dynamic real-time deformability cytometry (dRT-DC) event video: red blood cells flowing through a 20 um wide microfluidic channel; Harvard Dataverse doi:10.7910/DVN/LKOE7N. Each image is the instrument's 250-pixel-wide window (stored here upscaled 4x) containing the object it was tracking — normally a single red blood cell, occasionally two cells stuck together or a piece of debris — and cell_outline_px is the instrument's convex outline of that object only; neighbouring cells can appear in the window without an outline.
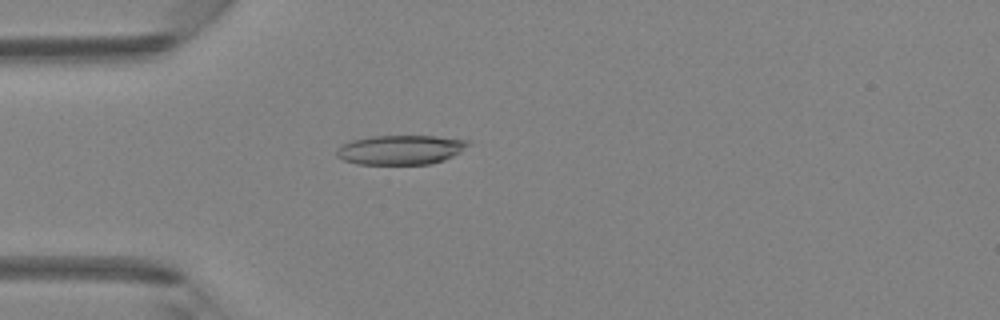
{"species": "Egyptian fruit bat (a non-hibernating species)", "species_latin": "Rousettus aegyptiacus", "temperature_condition": "room temperature", "stored_images_in_passage": 48, "camera_frame_rate_fps": 3000, "um_per_image_px": 0.085, "animal": {"sex": "female"}, "frame": {"image": 1, "passage_image": 14, "time_ms": 4.333, "image_size_px": [1000, 320], "cell_outline_px": [[472, 144], [460, 152], [444, 160], [432, 164], [356, 164], [344, 160], [336, 156], [336, 148], [340, 144], [352, 140], [372, 136], [436, 136], [468, 140]], "centroid_in_image_um": [34.04, 12.73], "position_along_channel_um": 51.0, "area_um2": 22.77}}
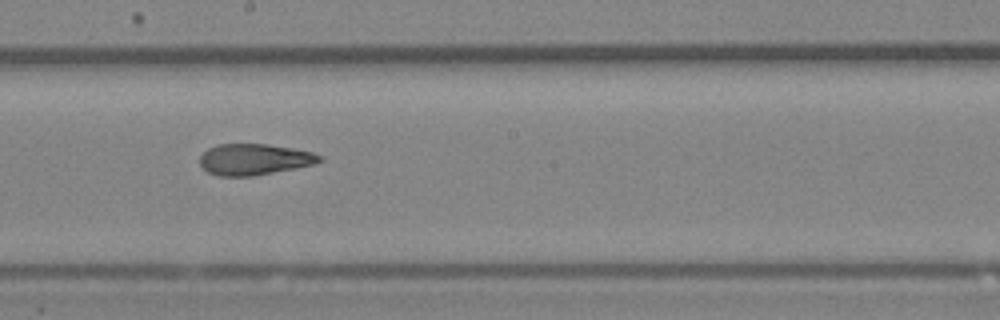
{"frame": {"image": 2, "passage_image": 27, "time_ms": 8.667, "image_size_px": [1000, 320], "cell_outline_px": [[324, 160], [312, 164], [296, 168], [252, 176], [220, 176], [208, 172], [200, 164], [200, 156], [208, 148], [216, 144], [268, 144], [292, 148], [312, 152], [320, 156]], "centroid_in_image_um": [21.59, 13.54], "position_along_channel_um": 226.6, "area_um2": 21.62}}
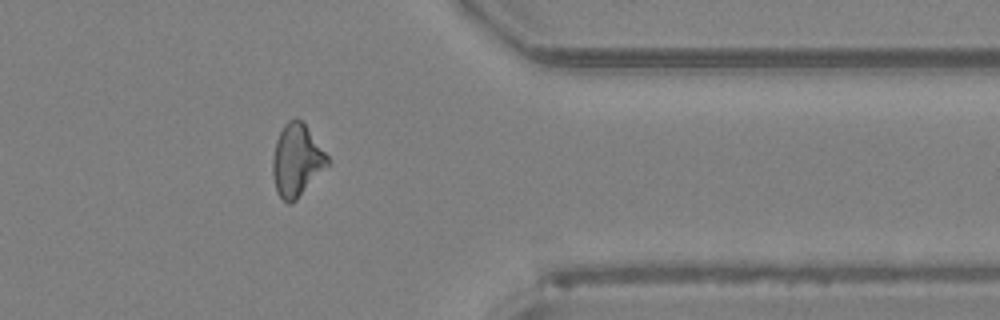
{"frame": {"image": 3, "passage_image": 39, "time_ms": 12.667, "image_size_px": [1000, 320], "cell_outline_px": [[332, 164], [296, 200], [288, 204], [276, 192], [272, 172], [272, 156], [276, 140], [284, 124], [288, 120], [300, 120], [304, 124], [328, 156]], "centroid_in_image_um": [25.23, 13.67], "position_along_channel_um": 386.2, "area_um2": 23.18}, "authors_computed_cell_mechanics": {"area_um2": 22.6865, "velocity_mm_per_s": 4.3299, "shape_relaxation_time_tau1_ms": null, "shape_relaxation_time_tau2_ms": 2.3223, "deformation_change_tau1": null, "deformation_change_tau2": 0.0953}}